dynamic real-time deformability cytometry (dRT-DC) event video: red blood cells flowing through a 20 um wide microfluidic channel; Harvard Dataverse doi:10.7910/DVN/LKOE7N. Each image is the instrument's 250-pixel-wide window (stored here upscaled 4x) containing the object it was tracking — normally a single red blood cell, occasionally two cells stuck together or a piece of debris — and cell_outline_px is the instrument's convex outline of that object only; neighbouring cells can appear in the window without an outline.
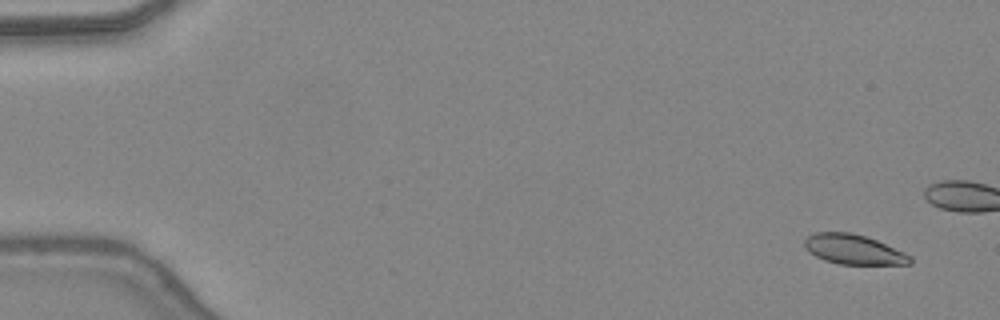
{"species": "common noctule bat (a hibernating species)", "species_latin": "Nyctalus noctula", "temperature_condition": "warm", "stored_images_in_passage": 16, "camera_frame_rate_fps": 3000, "um_per_image_px": 0.085, "animal": {"sex": "female", "body_mass_g": 24.6, "forearm_length_mm": 56.2}, "frame": {"image": 1, "passage_image": 3, "time_ms": 0.667, "image_size_px": [1000, 320], "cell_outline_px": [[912, 264], [840, 264], [824, 260], [808, 252], [804, 248], [804, 240], [808, 236], [816, 232], [852, 232], [876, 240], [904, 252], [912, 256]], "centroid_in_image_um": [72.54, 21.2], "position_along_channel_um": 12.5, "area_um2": 18.32}}